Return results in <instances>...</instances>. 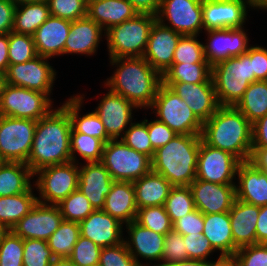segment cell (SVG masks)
Returning <instances> with one entry per match:
<instances>
[{
  "instance_id": "obj_48",
  "label": "cell",
  "mask_w": 267,
  "mask_h": 266,
  "mask_svg": "<svg viewBox=\"0 0 267 266\" xmlns=\"http://www.w3.org/2000/svg\"><path fill=\"white\" fill-rule=\"evenodd\" d=\"M50 15L70 21L87 16L88 0H46Z\"/></svg>"
},
{
  "instance_id": "obj_9",
  "label": "cell",
  "mask_w": 267,
  "mask_h": 266,
  "mask_svg": "<svg viewBox=\"0 0 267 266\" xmlns=\"http://www.w3.org/2000/svg\"><path fill=\"white\" fill-rule=\"evenodd\" d=\"M37 201L57 205L78 189L79 164L68 162L47 166L34 173Z\"/></svg>"
},
{
  "instance_id": "obj_66",
  "label": "cell",
  "mask_w": 267,
  "mask_h": 266,
  "mask_svg": "<svg viewBox=\"0 0 267 266\" xmlns=\"http://www.w3.org/2000/svg\"><path fill=\"white\" fill-rule=\"evenodd\" d=\"M50 266H76L68 257L54 258Z\"/></svg>"
},
{
  "instance_id": "obj_29",
  "label": "cell",
  "mask_w": 267,
  "mask_h": 266,
  "mask_svg": "<svg viewBox=\"0 0 267 266\" xmlns=\"http://www.w3.org/2000/svg\"><path fill=\"white\" fill-rule=\"evenodd\" d=\"M102 210L116 218L123 225L134 221L138 209L133 183L131 181H114L110 192L105 198Z\"/></svg>"
},
{
  "instance_id": "obj_70",
  "label": "cell",
  "mask_w": 267,
  "mask_h": 266,
  "mask_svg": "<svg viewBox=\"0 0 267 266\" xmlns=\"http://www.w3.org/2000/svg\"><path fill=\"white\" fill-rule=\"evenodd\" d=\"M255 6H257L258 11L262 10V0H250Z\"/></svg>"
},
{
  "instance_id": "obj_33",
  "label": "cell",
  "mask_w": 267,
  "mask_h": 266,
  "mask_svg": "<svg viewBox=\"0 0 267 266\" xmlns=\"http://www.w3.org/2000/svg\"><path fill=\"white\" fill-rule=\"evenodd\" d=\"M132 183L135 188L137 209L164 205L173 187L161 174L152 170Z\"/></svg>"
},
{
  "instance_id": "obj_44",
  "label": "cell",
  "mask_w": 267,
  "mask_h": 266,
  "mask_svg": "<svg viewBox=\"0 0 267 266\" xmlns=\"http://www.w3.org/2000/svg\"><path fill=\"white\" fill-rule=\"evenodd\" d=\"M200 35H182L173 55V63H208ZM198 37V38H197Z\"/></svg>"
},
{
  "instance_id": "obj_13",
  "label": "cell",
  "mask_w": 267,
  "mask_h": 266,
  "mask_svg": "<svg viewBox=\"0 0 267 266\" xmlns=\"http://www.w3.org/2000/svg\"><path fill=\"white\" fill-rule=\"evenodd\" d=\"M156 19L181 35L202 34V0H161Z\"/></svg>"
},
{
  "instance_id": "obj_6",
  "label": "cell",
  "mask_w": 267,
  "mask_h": 266,
  "mask_svg": "<svg viewBox=\"0 0 267 266\" xmlns=\"http://www.w3.org/2000/svg\"><path fill=\"white\" fill-rule=\"evenodd\" d=\"M212 80L220 106H235L254 82L251 59L244 53L212 66Z\"/></svg>"
},
{
  "instance_id": "obj_34",
  "label": "cell",
  "mask_w": 267,
  "mask_h": 266,
  "mask_svg": "<svg viewBox=\"0 0 267 266\" xmlns=\"http://www.w3.org/2000/svg\"><path fill=\"white\" fill-rule=\"evenodd\" d=\"M34 174L23 162L5 161L0 165V197L26 192L34 183Z\"/></svg>"
},
{
  "instance_id": "obj_4",
  "label": "cell",
  "mask_w": 267,
  "mask_h": 266,
  "mask_svg": "<svg viewBox=\"0 0 267 266\" xmlns=\"http://www.w3.org/2000/svg\"><path fill=\"white\" fill-rule=\"evenodd\" d=\"M200 135H178L158 148L152 171L161 174L173 186H189L196 179Z\"/></svg>"
},
{
  "instance_id": "obj_7",
  "label": "cell",
  "mask_w": 267,
  "mask_h": 266,
  "mask_svg": "<svg viewBox=\"0 0 267 266\" xmlns=\"http://www.w3.org/2000/svg\"><path fill=\"white\" fill-rule=\"evenodd\" d=\"M159 121L166 124L178 135H201L203 123L191 108L168 86L161 83L152 106Z\"/></svg>"
},
{
  "instance_id": "obj_58",
  "label": "cell",
  "mask_w": 267,
  "mask_h": 266,
  "mask_svg": "<svg viewBox=\"0 0 267 266\" xmlns=\"http://www.w3.org/2000/svg\"><path fill=\"white\" fill-rule=\"evenodd\" d=\"M16 6L13 0H0V34L12 32Z\"/></svg>"
},
{
  "instance_id": "obj_64",
  "label": "cell",
  "mask_w": 267,
  "mask_h": 266,
  "mask_svg": "<svg viewBox=\"0 0 267 266\" xmlns=\"http://www.w3.org/2000/svg\"><path fill=\"white\" fill-rule=\"evenodd\" d=\"M213 261L187 259L174 263L161 264L159 266H212Z\"/></svg>"
},
{
  "instance_id": "obj_69",
  "label": "cell",
  "mask_w": 267,
  "mask_h": 266,
  "mask_svg": "<svg viewBox=\"0 0 267 266\" xmlns=\"http://www.w3.org/2000/svg\"><path fill=\"white\" fill-rule=\"evenodd\" d=\"M5 84H6L5 75L0 73V98H1V93L3 91V88H4Z\"/></svg>"
},
{
  "instance_id": "obj_30",
  "label": "cell",
  "mask_w": 267,
  "mask_h": 266,
  "mask_svg": "<svg viewBox=\"0 0 267 266\" xmlns=\"http://www.w3.org/2000/svg\"><path fill=\"white\" fill-rule=\"evenodd\" d=\"M85 95L80 92L78 94H73L61 105L68 111L72 130L71 132L84 133L92 137L100 139L104 144H106L111 138L107 135L103 122L100 117L92 110V112H86V114H81V108H83V103ZM82 115V116H81Z\"/></svg>"
},
{
  "instance_id": "obj_52",
  "label": "cell",
  "mask_w": 267,
  "mask_h": 266,
  "mask_svg": "<svg viewBox=\"0 0 267 266\" xmlns=\"http://www.w3.org/2000/svg\"><path fill=\"white\" fill-rule=\"evenodd\" d=\"M183 235L171 230L165 235L161 264L174 263L188 259Z\"/></svg>"
},
{
  "instance_id": "obj_23",
  "label": "cell",
  "mask_w": 267,
  "mask_h": 266,
  "mask_svg": "<svg viewBox=\"0 0 267 266\" xmlns=\"http://www.w3.org/2000/svg\"><path fill=\"white\" fill-rule=\"evenodd\" d=\"M79 226L80 235L101 248L124 242V225L103 210H94Z\"/></svg>"
},
{
  "instance_id": "obj_59",
  "label": "cell",
  "mask_w": 267,
  "mask_h": 266,
  "mask_svg": "<svg viewBox=\"0 0 267 266\" xmlns=\"http://www.w3.org/2000/svg\"><path fill=\"white\" fill-rule=\"evenodd\" d=\"M252 147H267V114L252 124Z\"/></svg>"
},
{
  "instance_id": "obj_32",
  "label": "cell",
  "mask_w": 267,
  "mask_h": 266,
  "mask_svg": "<svg viewBox=\"0 0 267 266\" xmlns=\"http://www.w3.org/2000/svg\"><path fill=\"white\" fill-rule=\"evenodd\" d=\"M202 234L222 257H232L238 250L233 240L229 212L204 214Z\"/></svg>"
},
{
  "instance_id": "obj_50",
  "label": "cell",
  "mask_w": 267,
  "mask_h": 266,
  "mask_svg": "<svg viewBox=\"0 0 267 266\" xmlns=\"http://www.w3.org/2000/svg\"><path fill=\"white\" fill-rule=\"evenodd\" d=\"M0 266H23V239L11 230L0 243Z\"/></svg>"
},
{
  "instance_id": "obj_2",
  "label": "cell",
  "mask_w": 267,
  "mask_h": 266,
  "mask_svg": "<svg viewBox=\"0 0 267 266\" xmlns=\"http://www.w3.org/2000/svg\"><path fill=\"white\" fill-rule=\"evenodd\" d=\"M115 70L104 87L131 101L140 110H148L162 83V76L143 57L109 58Z\"/></svg>"
},
{
  "instance_id": "obj_43",
  "label": "cell",
  "mask_w": 267,
  "mask_h": 266,
  "mask_svg": "<svg viewBox=\"0 0 267 266\" xmlns=\"http://www.w3.org/2000/svg\"><path fill=\"white\" fill-rule=\"evenodd\" d=\"M135 221L143 227L162 235H166L173 230V223L165 211L164 205L139 208Z\"/></svg>"
},
{
  "instance_id": "obj_25",
  "label": "cell",
  "mask_w": 267,
  "mask_h": 266,
  "mask_svg": "<svg viewBox=\"0 0 267 266\" xmlns=\"http://www.w3.org/2000/svg\"><path fill=\"white\" fill-rule=\"evenodd\" d=\"M104 33V34H103ZM105 37L103 28L88 16L71 21L69 35L65 41L64 55H96L100 42Z\"/></svg>"
},
{
  "instance_id": "obj_37",
  "label": "cell",
  "mask_w": 267,
  "mask_h": 266,
  "mask_svg": "<svg viewBox=\"0 0 267 266\" xmlns=\"http://www.w3.org/2000/svg\"><path fill=\"white\" fill-rule=\"evenodd\" d=\"M253 124L267 114V81L252 82L234 106Z\"/></svg>"
},
{
  "instance_id": "obj_56",
  "label": "cell",
  "mask_w": 267,
  "mask_h": 266,
  "mask_svg": "<svg viewBox=\"0 0 267 266\" xmlns=\"http://www.w3.org/2000/svg\"><path fill=\"white\" fill-rule=\"evenodd\" d=\"M147 130L151 145L155 151L177 136L173 130L157 118L151 119V121L147 119Z\"/></svg>"
},
{
  "instance_id": "obj_14",
  "label": "cell",
  "mask_w": 267,
  "mask_h": 266,
  "mask_svg": "<svg viewBox=\"0 0 267 266\" xmlns=\"http://www.w3.org/2000/svg\"><path fill=\"white\" fill-rule=\"evenodd\" d=\"M241 161L231 153L200 142L196 179L216 184L236 185Z\"/></svg>"
},
{
  "instance_id": "obj_16",
  "label": "cell",
  "mask_w": 267,
  "mask_h": 266,
  "mask_svg": "<svg viewBox=\"0 0 267 266\" xmlns=\"http://www.w3.org/2000/svg\"><path fill=\"white\" fill-rule=\"evenodd\" d=\"M245 28H224L203 32L207 36L206 43L203 44L206 61L214 66L221 61L246 53L252 44H249L250 39L246 33L248 29Z\"/></svg>"
},
{
  "instance_id": "obj_57",
  "label": "cell",
  "mask_w": 267,
  "mask_h": 266,
  "mask_svg": "<svg viewBox=\"0 0 267 266\" xmlns=\"http://www.w3.org/2000/svg\"><path fill=\"white\" fill-rule=\"evenodd\" d=\"M246 54L251 59L254 82L267 81V48L262 45H251Z\"/></svg>"
},
{
  "instance_id": "obj_10",
  "label": "cell",
  "mask_w": 267,
  "mask_h": 266,
  "mask_svg": "<svg viewBox=\"0 0 267 266\" xmlns=\"http://www.w3.org/2000/svg\"><path fill=\"white\" fill-rule=\"evenodd\" d=\"M45 93L5 84L0 98V115L38 121L53 108Z\"/></svg>"
},
{
  "instance_id": "obj_5",
  "label": "cell",
  "mask_w": 267,
  "mask_h": 266,
  "mask_svg": "<svg viewBox=\"0 0 267 266\" xmlns=\"http://www.w3.org/2000/svg\"><path fill=\"white\" fill-rule=\"evenodd\" d=\"M155 15L137 13L105 31L109 58L143 57Z\"/></svg>"
},
{
  "instance_id": "obj_71",
  "label": "cell",
  "mask_w": 267,
  "mask_h": 266,
  "mask_svg": "<svg viewBox=\"0 0 267 266\" xmlns=\"http://www.w3.org/2000/svg\"><path fill=\"white\" fill-rule=\"evenodd\" d=\"M267 177V166H256Z\"/></svg>"
},
{
  "instance_id": "obj_54",
  "label": "cell",
  "mask_w": 267,
  "mask_h": 266,
  "mask_svg": "<svg viewBox=\"0 0 267 266\" xmlns=\"http://www.w3.org/2000/svg\"><path fill=\"white\" fill-rule=\"evenodd\" d=\"M183 240L188 253V259L214 261L213 258L211 260L210 256L217 251L203 234L200 236L183 235Z\"/></svg>"
},
{
  "instance_id": "obj_12",
  "label": "cell",
  "mask_w": 267,
  "mask_h": 266,
  "mask_svg": "<svg viewBox=\"0 0 267 266\" xmlns=\"http://www.w3.org/2000/svg\"><path fill=\"white\" fill-rule=\"evenodd\" d=\"M48 60L38 55L25 63L9 64L5 74L6 84L45 93L52 100L51 93L53 95L58 72Z\"/></svg>"
},
{
  "instance_id": "obj_53",
  "label": "cell",
  "mask_w": 267,
  "mask_h": 266,
  "mask_svg": "<svg viewBox=\"0 0 267 266\" xmlns=\"http://www.w3.org/2000/svg\"><path fill=\"white\" fill-rule=\"evenodd\" d=\"M232 257L238 266H267V244L239 248Z\"/></svg>"
},
{
  "instance_id": "obj_3",
  "label": "cell",
  "mask_w": 267,
  "mask_h": 266,
  "mask_svg": "<svg viewBox=\"0 0 267 266\" xmlns=\"http://www.w3.org/2000/svg\"><path fill=\"white\" fill-rule=\"evenodd\" d=\"M201 139L208 145L231 153L241 162L252 154V123L234 106H220L203 123Z\"/></svg>"
},
{
  "instance_id": "obj_31",
  "label": "cell",
  "mask_w": 267,
  "mask_h": 266,
  "mask_svg": "<svg viewBox=\"0 0 267 266\" xmlns=\"http://www.w3.org/2000/svg\"><path fill=\"white\" fill-rule=\"evenodd\" d=\"M136 14L128 0H88L87 16L104 31L133 18Z\"/></svg>"
},
{
  "instance_id": "obj_39",
  "label": "cell",
  "mask_w": 267,
  "mask_h": 266,
  "mask_svg": "<svg viewBox=\"0 0 267 266\" xmlns=\"http://www.w3.org/2000/svg\"><path fill=\"white\" fill-rule=\"evenodd\" d=\"M104 143L95 137L79 132L70 133V151L73 162H101ZM79 156L80 159H77Z\"/></svg>"
},
{
  "instance_id": "obj_42",
  "label": "cell",
  "mask_w": 267,
  "mask_h": 266,
  "mask_svg": "<svg viewBox=\"0 0 267 266\" xmlns=\"http://www.w3.org/2000/svg\"><path fill=\"white\" fill-rule=\"evenodd\" d=\"M57 205L60 208L63 220L77 223L86 219L95 210L86 196L78 189Z\"/></svg>"
},
{
  "instance_id": "obj_63",
  "label": "cell",
  "mask_w": 267,
  "mask_h": 266,
  "mask_svg": "<svg viewBox=\"0 0 267 266\" xmlns=\"http://www.w3.org/2000/svg\"><path fill=\"white\" fill-rule=\"evenodd\" d=\"M250 162L255 166H267V147H252Z\"/></svg>"
},
{
  "instance_id": "obj_47",
  "label": "cell",
  "mask_w": 267,
  "mask_h": 266,
  "mask_svg": "<svg viewBox=\"0 0 267 266\" xmlns=\"http://www.w3.org/2000/svg\"><path fill=\"white\" fill-rule=\"evenodd\" d=\"M54 258L47 241L23 239V266H50Z\"/></svg>"
},
{
  "instance_id": "obj_27",
  "label": "cell",
  "mask_w": 267,
  "mask_h": 266,
  "mask_svg": "<svg viewBox=\"0 0 267 266\" xmlns=\"http://www.w3.org/2000/svg\"><path fill=\"white\" fill-rule=\"evenodd\" d=\"M236 180V199L258 207L267 205V177L252 162L239 164Z\"/></svg>"
},
{
  "instance_id": "obj_60",
  "label": "cell",
  "mask_w": 267,
  "mask_h": 266,
  "mask_svg": "<svg viewBox=\"0 0 267 266\" xmlns=\"http://www.w3.org/2000/svg\"><path fill=\"white\" fill-rule=\"evenodd\" d=\"M139 14L157 15L161 0H128Z\"/></svg>"
},
{
  "instance_id": "obj_19",
  "label": "cell",
  "mask_w": 267,
  "mask_h": 266,
  "mask_svg": "<svg viewBox=\"0 0 267 266\" xmlns=\"http://www.w3.org/2000/svg\"><path fill=\"white\" fill-rule=\"evenodd\" d=\"M124 229H126L128 234H126L128 237L124 236V242L126 243L130 254L140 266L161 265L165 235L145 228L135 220L126 224ZM143 259L146 263L141 261ZM152 261H156L157 263H153Z\"/></svg>"
},
{
  "instance_id": "obj_65",
  "label": "cell",
  "mask_w": 267,
  "mask_h": 266,
  "mask_svg": "<svg viewBox=\"0 0 267 266\" xmlns=\"http://www.w3.org/2000/svg\"><path fill=\"white\" fill-rule=\"evenodd\" d=\"M212 266H238L233 257H222L219 254L217 260L213 261Z\"/></svg>"
},
{
  "instance_id": "obj_38",
  "label": "cell",
  "mask_w": 267,
  "mask_h": 266,
  "mask_svg": "<svg viewBox=\"0 0 267 266\" xmlns=\"http://www.w3.org/2000/svg\"><path fill=\"white\" fill-rule=\"evenodd\" d=\"M209 63H173L162 76V82H213Z\"/></svg>"
},
{
  "instance_id": "obj_21",
  "label": "cell",
  "mask_w": 267,
  "mask_h": 266,
  "mask_svg": "<svg viewBox=\"0 0 267 266\" xmlns=\"http://www.w3.org/2000/svg\"><path fill=\"white\" fill-rule=\"evenodd\" d=\"M162 83L184 100L202 123L207 121L220 107L213 82L199 84L187 82Z\"/></svg>"
},
{
  "instance_id": "obj_55",
  "label": "cell",
  "mask_w": 267,
  "mask_h": 266,
  "mask_svg": "<svg viewBox=\"0 0 267 266\" xmlns=\"http://www.w3.org/2000/svg\"><path fill=\"white\" fill-rule=\"evenodd\" d=\"M204 214L195 209L173 223V230L181 235L200 236L203 233Z\"/></svg>"
},
{
  "instance_id": "obj_36",
  "label": "cell",
  "mask_w": 267,
  "mask_h": 266,
  "mask_svg": "<svg viewBox=\"0 0 267 266\" xmlns=\"http://www.w3.org/2000/svg\"><path fill=\"white\" fill-rule=\"evenodd\" d=\"M50 16L46 0L18 4L15 10L12 31L19 34L33 35Z\"/></svg>"
},
{
  "instance_id": "obj_68",
  "label": "cell",
  "mask_w": 267,
  "mask_h": 266,
  "mask_svg": "<svg viewBox=\"0 0 267 266\" xmlns=\"http://www.w3.org/2000/svg\"><path fill=\"white\" fill-rule=\"evenodd\" d=\"M17 5L24 4V3H33V2H42L45 0H13Z\"/></svg>"
},
{
  "instance_id": "obj_51",
  "label": "cell",
  "mask_w": 267,
  "mask_h": 266,
  "mask_svg": "<svg viewBox=\"0 0 267 266\" xmlns=\"http://www.w3.org/2000/svg\"><path fill=\"white\" fill-rule=\"evenodd\" d=\"M98 266H140L125 242L101 249Z\"/></svg>"
},
{
  "instance_id": "obj_49",
  "label": "cell",
  "mask_w": 267,
  "mask_h": 266,
  "mask_svg": "<svg viewBox=\"0 0 267 266\" xmlns=\"http://www.w3.org/2000/svg\"><path fill=\"white\" fill-rule=\"evenodd\" d=\"M101 249L92 240L80 235L68 258L76 266H98Z\"/></svg>"
},
{
  "instance_id": "obj_11",
  "label": "cell",
  "mask_w": 267,
  "mask_h": 266,
  "mask_svg": "<svg viewBox=\"0 0 267 266\" xmlns=\"http://www.w3.org/2000/svg\"><path fill=\"white\" fill-rule=\"evenodd\" d=\"M37 121L0 115V154L5 161L27 163Z\"/></svg>"
},
{
  "instance_id": "obj_26",
  "label": "cell",
  "mask_w": 267,
  "mask_h": 266,
  "mask_svg": "<svg viewBox=\"0 0 267 266\" xmlns=\"http://www.w3.org/2000/svg\"><path fill=\"white\" fill-rule=\"evenodd\" d=\"M71 21L50 16L32 35L37 54L46 58L64 55Z\"/></svg>"
},
{
  "instance_id": "obj_1",
  "label": "cell",
  "mask_w": 267,
  "mask_h": 266,
  "mask_svg": "<svg viewBox=\"0 0 267 266\" xmlns=\"http://www.w3.org/2000/svg\"><path fill=\"white\" fill-rule=\"evenodd\" d=\"M68 111L61 105L37 121L32 149L26 165L34 174L39 169L72 161Z\"/></svg>"
},
{
  "instance_id": "obj_61",
  "label": "cell",
  "mask_w": 267,
  "mask_h": 266,
  "mask_svg": "<svg viewBox=\"0 0 267 266\" xmlns=\"http://www.w3.org/2000/svg\"><path fill=\"white\" fill-rule=\"evenodd\" d=\"M257 244H267V205L259 207L256 225Z\"/></svg>"
},
{
  "instance_id": "obj_17",
  "label": "cell",
  "mask_w": 267,
  "mask_h": 266,
  "mask_svg": "<svg viewBox=\"0 0 267 266\" xmlns=\"http://www.w3.org/2000/svg\"><path fill=\"white\" fill-rule=\"evenodd\" d=\"M63 221L58 205L37 202L11 231L22 239L47 241Z\"/></svg>"
},
{
  "instance_id": "obj_24",
  "label": "cell",
  "mask_w": 267,
  "mask_h": 266,
  "mask_svg": "<svg viewBox=\"0 0 267 266\" xmlns=\"http://www.w3.org/2000/svg\"><path fill=\"white\" fill-rule=\"evenodd\" d=\"M113 179L101 162L79 163L78 190L90 201L95 210H102L111 190Z\"/></svg>"
},
{
  "instance_id": "obj_41",
  "label": "cell",
  "mask_w": 267,
  "mask_h": 266,
  "mask_svg": "<svg viewBox=\"0 0 267 266\" xmlns=\"http://www.w3.org/2000/svg\"><path fill=\"white\" fill-rule=\"evenodd\" d=\"M165 211L174 223L196 209L189 186H173L164 203Z\"/></svg>"
},
{
  "instance_id": "obj_62",
  "label": "cell",
  "mask_w": 267,
  "mask_h": 266,
  "mask_svg": "<svg viewBox=\"0 0 267 266\" xmlns=\"http://www.w3.org/2000/svg\"><path fill=\"white\" fill-rule=\"evenodd\" d=\"M9 33L0 34V73L5 75L9 67L8 58Z\"/></svg>"
},
{
  "instance_id": "obj_40",
  "label": "cell",
  "mask_w": 267,
  "mask_h": 266,
  "mask_svg": "<svg viewBox=\"0 0 267 266\" xmlns=\"http://www.w3.org/2000/svg\"><path fill=\"white\" fill-rule=\"evenodd\" d=\"M79 236V223L63 220L47 240L53 256L55 258L69 257Z\"/></svg>"
},
{
  "instance_id": "obj_46",
  "label": "cell",
  "mask_w": 267,
  "mask_h": 266,
  "mask_svg": "<svg viewBox=\"0 0 267 266\" xmlns=\"http://www.w3.org/2000/svg\"><path fill=\"white\" fill-rule=\"evenodd\" d=\"M120 140L135 151L143 153L151 159L153 158L155 150L150 142L147 130V119L144 118L139 122H135L134 120Z\"/></svg>"
},
{
  "instance_id": "obj_35",
  "label": "cell",
  "mask_w": 267,
  "mask_h": 266,
  "mask_svg": "<svg viewBox=\"0 0 267 266\" xmlns=\"http://www.w3.org/2000/svg\"><path fill=\"white\" fill-rule=\"evenodd\" d=\"M34 184L24 193L0 197V223L10 230L38 202Z\"/></svg>"
},
{
  "instance_id": "obj_67",
  "label": "cell",
  "mask_w": 267,
  "mask_h": 266,
  "mask_svg": "<svg viewBox=\"0 0 267 266\" xmlns=\"http://www.w3.org/2000/svg\"><path fill=\"white\" fill-rule=\"evenodd\" d=\"M10 229L6 226L0 223V243L3 241L4 237L8 234Z\"/></svg>"
},
{
  "instance_id": "obj_15",
  "label": "cell",
  "mask_w": 267,
  "mask_h": 266,
  "mask_svg": "<svg viewBox=\"0 0 267 266\" xmlns=\"http://www.w3.org/2000/svg\"><path fill=\"white\" fill-rule=\"evenodd\" d=\"M250 8L258 11L250 0H202L204 31L245 27Z\"/></svg>"
},
{
  "instance_id": "obj_8",
  "label": "cell",
  "mask_w": 267,
  "mask_h": 266,
  "mask_svg": "<svg viewBox=\"0 0 267 266\" xmlns=\"http://www.w3.org/2000/svg\"><path fill=\"white\" fill-rule=\"evenodd\" d=\"M101 163L113 181H135L152 170L151 158L127 146L120 139H110L103 147Z\"/></svg>"
},
{
  "instance_id": "obj_22",
  "label": "cell",
  "mask_w": 267,
  "mask_h": 266,
  "mask_svg": "<svg viewBox=\"0 0 267 266\" xmlns=\"http://www.w3.org/2000/svg\"><path fill=\"white\" fill-rule=\"evenodd\" d=\"M182 35L156 21L150 31L143 58L161 75L173 64V55Z\"/></svg>"
},
{
  "instance_id": "obj_73",
  "label": "cell",
  "mask_w": 267,
  "mask_h": 266,
  "mask_svg": "<svg viewBox=\"0 0 267 266\" xmlns=\"http://www.w3.org/2000/svg\"><path fill=\"white\" fill-rule=\"evenodd\" d=\"M5 162V160L2 158L1 154H0V165H2Z\"/></svg>"
},
{
  "instance_id": "obj_45",
  "label": "cell",
  "mask_w": 267,
  "mask_h": 266,
  "mask_svg": "<svg viewBox=\"0 0 267 266\" xmlns=\"http://www.w3.org/2000/svg\"><path fill=\"white\" fill-rule=\"evenodd\" d=\"M38 56L34 39L29 34L9 33V64L25 63Z\"/></svg>"
},
{
  "instance_id": "obj_20",
  "label": "cell",
  "mask_w": 267,
  "mask_h": 266,
  "mask_svg": "<svg viewBox=\"0 0 267 266\" xmlns=\"http://www.w3.org/2000/svg\"><path fill=\"white\" fill-rule=\"evenodd\" d=\"M189 187L196 209L203 214L229 212L236 200L235 185L195 179Z\"/></svg>"
},
{
  "instance_id": "obj_72",
  "label": "cell",
  "mask_w": 267,
  "mask_h": 266,
  "mask_svg": "<svg viewBox=\"0 0 267 266\" xmlns=\"http://www.w3.org/2000/svg\"><path fill=\"white\" fill-rule=\"evenodd\" d=\"M267 11V0H262V11Z\"/></svg>"
},
{
  "instance_id": "obj_18",
  "label": "cell",
  "mask_w": 267,
  "mask_h": 266,
  "mask_svg": "<svg viewBox=\"0 0 267 266\" xmlns=\"http://www.w3.org/2000/svg\"><path fill=\"white\" fill-rule=\"evenodd\" d=\"M101 96L94 112L104 124L107 135L111 139H120L134 120V112L138 111L131 101L107 89Z\"/></svg>"
},
{
  "instance_id": "obj_28",
  "label": "cell",
  "mask_w": 267,
  "mask_h": 266,
  "mask_svg": "<svg viewBox=\"0 0 267 266\" xmlns=\"http://www.w3.org/2000/svg\"><path fill=\"white\" fill-rule=\"evenodd\" d=\"M229 215L235 246L239 249L257 244L256 225L259 207L236 199Z\"/></svg>"
}]
</instances>
